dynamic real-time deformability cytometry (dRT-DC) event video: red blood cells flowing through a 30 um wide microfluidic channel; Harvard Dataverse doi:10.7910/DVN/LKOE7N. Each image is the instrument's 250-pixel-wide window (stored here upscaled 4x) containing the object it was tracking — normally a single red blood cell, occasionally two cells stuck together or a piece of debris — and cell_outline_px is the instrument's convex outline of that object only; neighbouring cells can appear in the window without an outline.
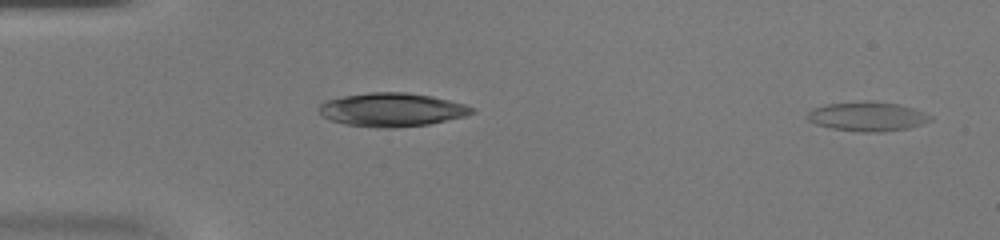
{"species": "common noctule bat (a hibernating species)", "species_latin": "Nyctalus noctula", "temperature_condition": "warm", "stored_images_in_passage": 46, "camera_frame_rate_fps": 3000, "um_per_image_px": 0.085, "animal": {"sex": "female", "body_mass_g": 20.0, "forearm_length_mm": 54.0}, "frame": {"image": 1, "passage_image": 1, "time_ms": 0.0, "image_size_px": [1000, 240], "cell_outline_px": [[932, 120], [908, 128], [880, 132], [864, 132], [832, 128], [816, 124], [808, 120], [808, 112], [812, 108], [828, 104], [864, 100], [868, 100], [900, 104], [924, 112], [932, 116]], "centroid_in_image_um": [73.73, 9.88], "position_along_channel_um": 11.3, "area_um2": 20.98}}
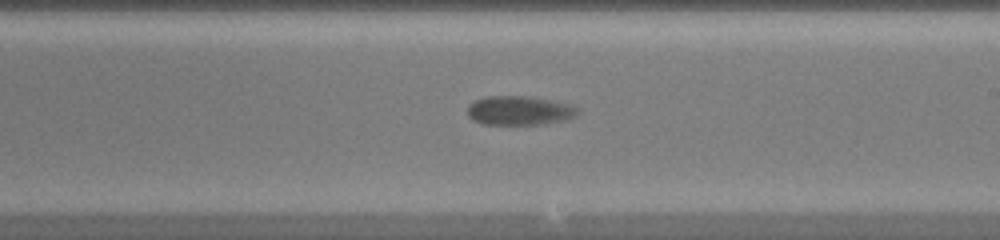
{"frame": {"image": 2, "passage_image": 27, "time_ms": 8.667, "image_size_px": [1000, 240], "cell_outline_px": [[580, 112], [576, 116], [568, 120], [544, 124], [484, 124], [472, 120], [468, 116], [468, 104], [476, 100], [488, 96], [528, 96], [552, 100], [572, 104], [580, 108]], "centroid_in_image_um": [44.22, 9.4], "position_along_channel_um": 244.8, "area_um2": 19.02}}
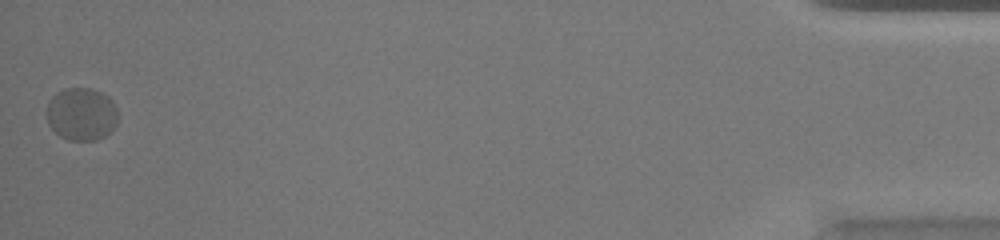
{"frame": {"image": 3, "passage_image": 46, "time_ms": 15.0, "image_size_px": [1000, 240], "cell_outline_px": [[116, 124], [112, 132], [96, 140], [68, 140], [60, 136], [48, 124], [48, 104], [52, 96], [56, 92], [64, 88], [92, 88], [108, 96], [112, 100], [116, 108]], "centroid_in_image_um": [6.94, 9.69], "position_along_channel_um": 428.3, "area_um2": 21.91}}